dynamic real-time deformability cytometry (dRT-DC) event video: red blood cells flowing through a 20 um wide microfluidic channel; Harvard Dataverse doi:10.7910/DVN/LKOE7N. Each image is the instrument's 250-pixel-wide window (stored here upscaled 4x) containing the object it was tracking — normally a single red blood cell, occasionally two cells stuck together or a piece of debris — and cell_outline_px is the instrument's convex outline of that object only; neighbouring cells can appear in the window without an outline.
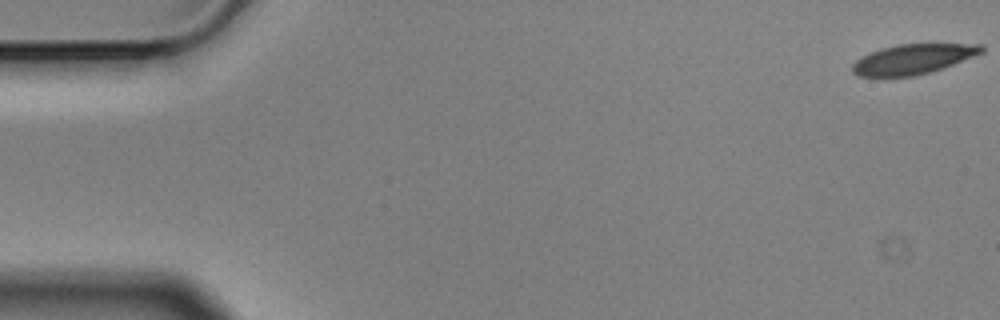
{"species": "Egyptian fruit bat (a non-hibernating species)", "species_latin": "Rousettus aegyptiacus", "temperature_condition": "cold", "stored_images_in_passage": 57, "camera_frame_rate_fps": 3000, "um_per_image_px": 0.085, "animal": {"sex": "male"}, "frame": {"image": 1, "passage_image": 1, "time_ms": 0.0, "image_size_px": [1000, 320], "cell_outline_px": [[984, 52], [952, 64], [928, 72], [912, 76], [856, 76], [852, 72], [852, 64], [856, 60], [880, 48], [896, 44], [928, 40], [984, 44]], "centroid_in_image_um": [77.7, 4.94], "position_along_channel_um": 7.3, "area_um2": 23.47}}
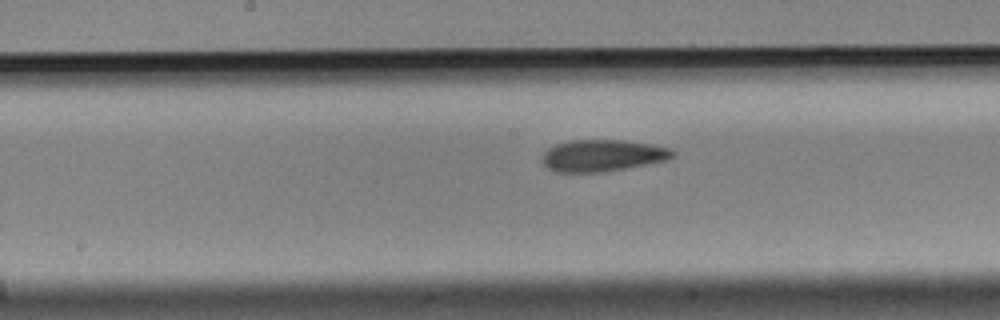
{"frame": {"image": 2, "passage_image": 29, "time_ms": 9.333, "image_size_px": [1000, 320], "cell_outline_px": [[676, 156], [668, 160], [604, 172], [556, 172], [548, 168], [544, 164], [544, 152], [548, 148], [556, 144], [572, 140], [624, 140], [652, 144], [672, 148], [676, 152]], "centroid_in_image_um": [51.28, 13.21], "position_along_channel_um": 196.9, "area_um2": 24.22}}
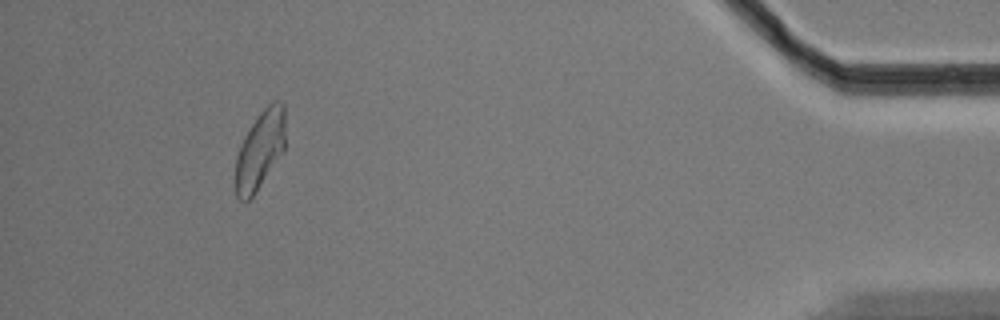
{"frame": {"image": 3, "passage_image": 53, "time_ms": 17.333, "image_size_px": [1000, 320], "cell_outline_px": [[284, 152], [256, 192], [244, 204], [236, 196], [236, 156], [240, 144], [244, 136], [260, 112], [272, 100], [280, 100], [284, 104]], "centroid_in_image_um": [22.1, 12.76], "position_along_channel_um": 413.1, "area_um2": 22.89}, "authors_computed_cell_mechanics": {"area_um2": 24.2182, "velocity_mm_per_s": 3.5065, "shape_relaxation_time_tau1_ms": 4.7003, "shape_relaxation_time_tau2_ms": 4.3508, "deformation_change_tau1": 0.1199, "deformation_change_tau2": 0.1033}}